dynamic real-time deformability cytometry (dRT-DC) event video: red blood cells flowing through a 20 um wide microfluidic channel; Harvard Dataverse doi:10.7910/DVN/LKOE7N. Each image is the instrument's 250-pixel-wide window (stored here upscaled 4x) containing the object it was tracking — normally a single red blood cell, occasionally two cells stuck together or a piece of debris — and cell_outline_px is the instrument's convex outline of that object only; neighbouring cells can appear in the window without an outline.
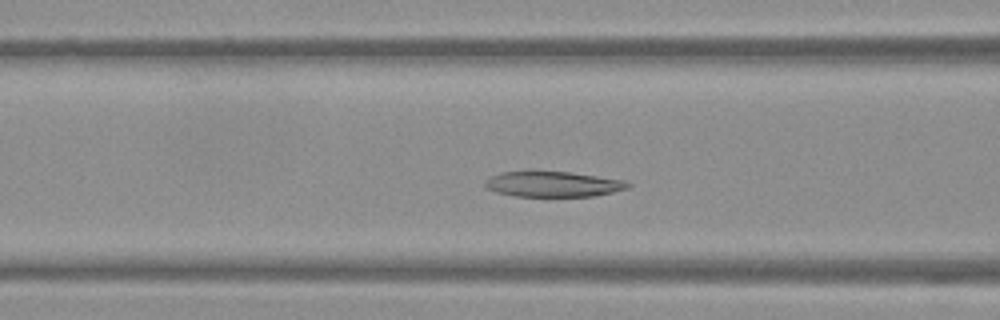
{"species": "Egyptian fruit bat (a non-hibernating species)", "species_latin": "Rousettus aegyptiacus", "temperature_condition": "warm", "stored_images_in_passage": 49, "camera_frame_rate_fps": 3000, "um_per_image_px": 0.085, "frame": {"image": 1, "passage_image": 17, "time_ms": 5.333, "image_size_px": [1000, 320], "cell_outline_px": [[632, 184], [628, 188], [612, 192], [592, 196], [512, 196], [496, 192], [488, 188], [484, 184], [484, 180], [488, 176], [500, 172], [572, 172], [624, 180]], "centroid_in_image_um": [46.98, 15.65], "position_along_channel_um": 119.6, "area_um2": 21.1}}
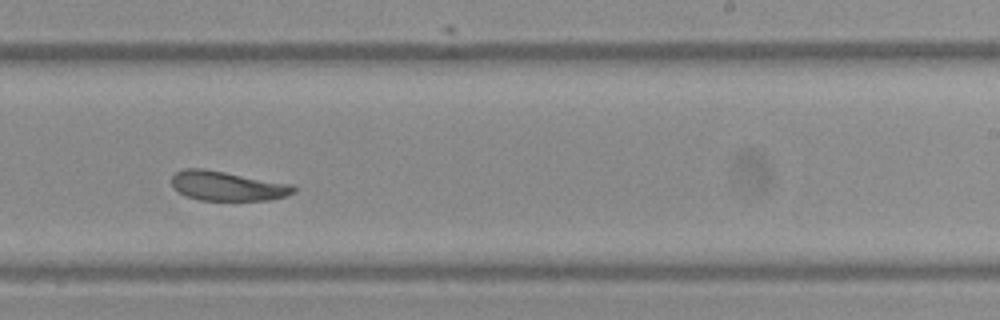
{"frame": {"image": 2, "passage_image": 29, "time_ms": 9.333, "image_size_px": [1000, 320], "cell_outline_px": [[296, 192], [284, 196], [268, 200], [200, 200], [184, 196], [172, 188], [172, 176], [176, 172], [184, 168], [204, 168], [296, 184]], "centroid_in_image_um": [19.33, 15.8], "position_along_channel_um": 269.7, "area_um2": 21.39}}
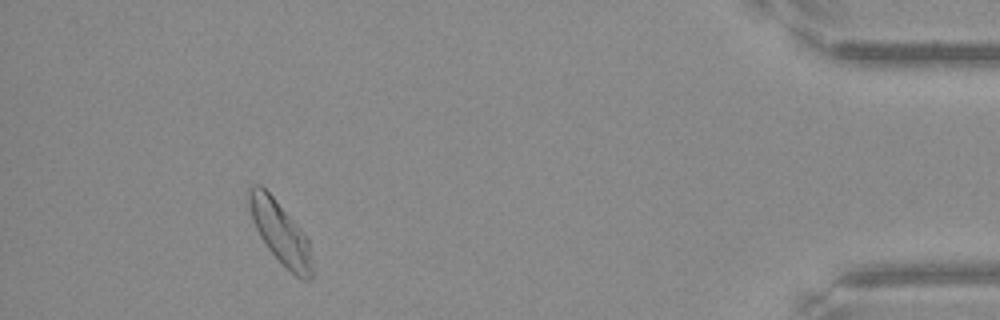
{"frame": {"image": 3, "passage_image": 45, "time_ms": 14.667, "image_size_px": [1000, 320], "cell_outline_px": [[312, 276], [308, 280], [300, 280], [268, 248], [260, 236], [252, 220], [248, 204], [248, 188], [252, 184], [260, 184], [272, 196], [296, 224], [308, 240], [312, 256]], "centroid_in_image_um": [23.81, 19.75], "position_along_channel_um": 411.4, "area_um2": 22.37}, "authors_computed_cell_mechanics": {"area_um2": 22.1952, "velocity_mm_per_s": 3.7564, "shape_relaxation_time_tau1_ms": 3.1394, "shape_relaxation_time_tau2_ms": 3.5188, "deformation_change_tau1": 0.1367, "deformation_change_tau2": 0.1093}}